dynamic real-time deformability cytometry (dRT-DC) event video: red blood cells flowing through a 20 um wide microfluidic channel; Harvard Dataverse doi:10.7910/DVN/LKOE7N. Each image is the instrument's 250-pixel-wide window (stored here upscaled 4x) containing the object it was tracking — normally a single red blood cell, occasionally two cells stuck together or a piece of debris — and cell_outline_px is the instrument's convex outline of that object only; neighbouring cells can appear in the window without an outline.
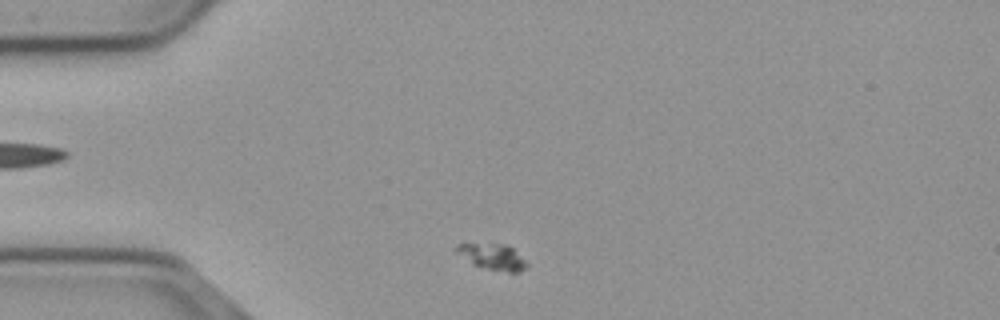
{"species": "common noctule bat (a hibernating species)", "species_latin": "Nyctalus noctula", "temperature_condition": "cold", "stored_images_in_passage": 34, "camera_frame_rate_fps": 3000, "um_per_image_px": 0.085, "animal": {"sex": "male", "body_mass_g": 23.1, "forearm_length_mm": 52.7}, "frame": {"image": 1, "passage_image": 1, "time_ms": 0.0, "image_size_px": [1000, 320], "cell_outline_px": [[528, 268], [520, 272], [508, 272], [488, 268], [472, 264], [456, 252], [452, 248], [456, 244], [508, 244], [528, 264]], "centroid_in_image_um": [41.86, 21.82], "position_along_channel_um": 43.1, "area_um2": 10.52}}
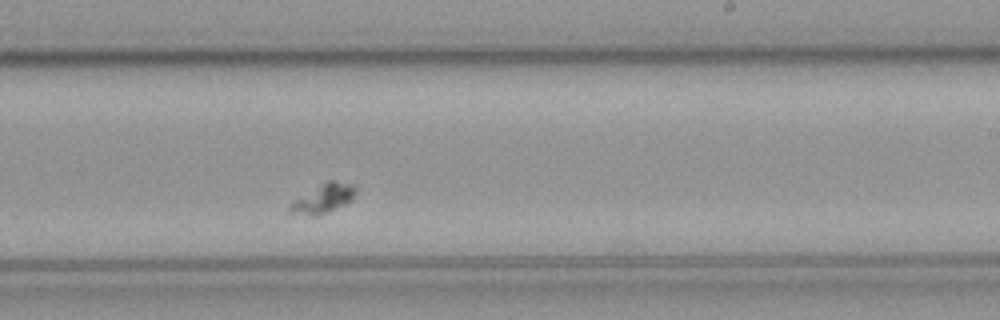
{"frame": {"image": 2, "passage_image": 22, "time_ms": 7.0, "image_size_px": [1000, 320], "cell_outline_px": [[356, 192], [352, 200], [344, 204], [316, 216], [312, 216], [288, 212], [288, 204], [292, 200], [328, 180], [332, 180], [356, 184]], "centroid_in_image_um": [27.46, 16.86], "position_along_channel_um": 261.5, "area_um2": 11.16}}
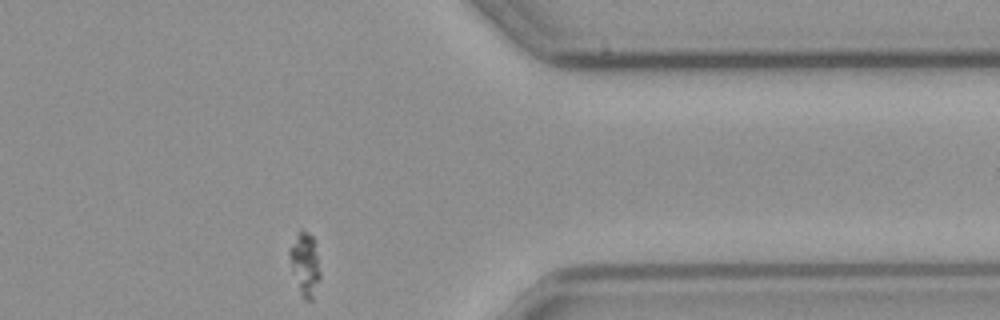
{"frame": {"image": 3, "passage_image": 34, "time_ms": 11.0, "image_size_px": [1000, 320], "cell_outline_px": [[320, 276], [312, 300], [308, 300], [300, 296], [288, 256], [288, 252], [300, 228], [308, 232], [316, 240], [320, 272]], "centroid_in_image_um": [25.93, 22.42], "position_along_channel_um": 385.5, "area_um2": 11.33}}